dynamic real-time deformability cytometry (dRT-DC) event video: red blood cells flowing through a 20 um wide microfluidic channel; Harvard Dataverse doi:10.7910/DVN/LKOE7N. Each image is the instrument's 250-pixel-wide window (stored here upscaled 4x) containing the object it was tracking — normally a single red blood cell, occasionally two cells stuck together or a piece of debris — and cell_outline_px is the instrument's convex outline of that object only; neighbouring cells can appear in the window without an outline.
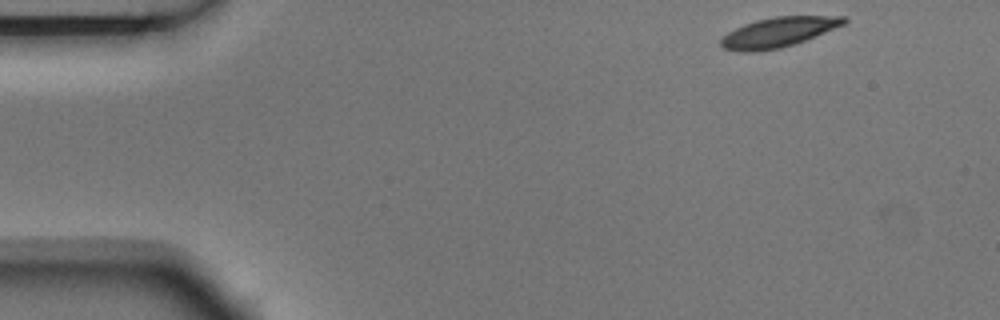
{"species": "Egyptian fruit bat (a non-hibernating species)", "species_latin": "Rousettus aegyptiacus", "temperature_condition": "room temperature", "stored_images_in_passage": 4, "camera_frame_rate_fps": 3000, "um_per_image_px": 0.085, "animal": {"sex": "male"}, "frame": {"image": 1, "passage_image": 1, "time_ms": 0.0, "image_size_px": [1000, 320], "cell_outline_px": [[848, 20], [844, 24], [796, 44], [780, 48], [756, 52], [740, 52], [724, 48], [720, 44], [720, 40], [728, 32], [744, 24], [756, 20], [776, 16], [844, 16]], "centroid_in_image_um": [66.15, 2.74], "position_along_channel_um": 18.9, "area_um2": 21.33}}
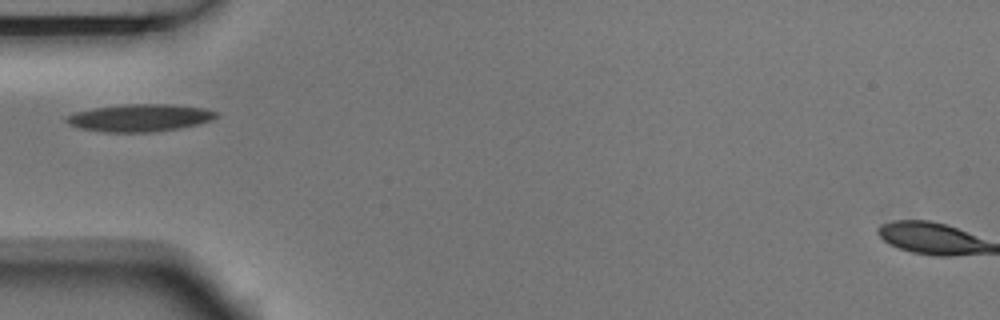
{"frame": {"image": 2, "passage_image": 4, "time_ms": 1.0, "image_size_px": [1000, 320], "cell_outline_px": [[220, 112], [212, 120], [196, 124], [176, 128], [152, 132], [104, 132], [80, 128], [68, 124], [64, 120], [64, 116], [76, 112], [92, 108], [124, 104], [172, 104], [204, 108]], "centroid_in_image_um": [11.84, 10.0], "position_along_channel_um": 73.2, "area_um2": 23.93}}